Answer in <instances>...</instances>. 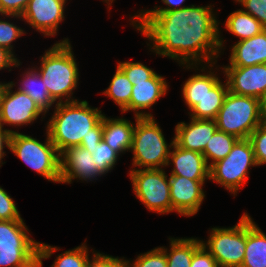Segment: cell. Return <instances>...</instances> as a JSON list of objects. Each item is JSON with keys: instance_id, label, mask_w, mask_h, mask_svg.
Instances as JSON below:
<instances>
[{"instance_id": "6da1fadb", "label": "cell", "mask_w": 266, "mask_h": 267, "mask_svg": "<svg viewBox=\"0 0 266 267\" xmlns=\"http://www.w3.org/2000/svg\"><path fill=\"white\" fill-rule=\"evenodd\" d=\"M211 7L191 5L173 11H142L131 22L153 42L152 51L156 54L186 64L189 69L203 60L212 67L224 41L219 37V23Z\"/></svg>"}, {"instance_id": "7a4b0ae2", "label": "cell", "mask_w": 266, "mask_h": 267, "mask_svg": "<svg viewBox=\"0 0 266 267\" xmlns=\"http://www.w3.org/2000/svg\"><path fill=\"white\" fill-rule=\"evenodd\" d=\"M103 116L98 108L89 107L86 100L57 102L47 132L61 153L68 147L79 146L89 135L103 134Z\"/></svg>"}, {"instance_id": "3957f363", "label": "cell", "mask_w": 266, "mask_h": 267, "mask_svg": "<svg viewBox=\"0 0 266 267\" xmlns=\"http://www.w3.org/2000/svg\"><path fill=\"white\" fill-rule=\"evenodd\" d=\"M71 48L66 38L54 44L40 58L41 66L37 71L55 102H63V97L66 98L65 102L75 101L71 96L77 87L79 72Z\"/></svg>"}, {"instance_id": "277c9868", "label": "cell", "mask_w": 266, "mask_h": 267, "mask_svg": "<svg viewBox=\"0 0 266 267\" xmlns=\"http://www.w3.org/2000/svg\"><path fill=\"white\" fill-rule=\"evenodd\" d=\"M130 150L133 151V166L145 169H162L168 166L170 145L165 141L162 129L154 117H137Z\"/></svg>"}, {"instance_id": "5b68a950", "label": "cell", "mask_w": 266, "mask_h": 267, "mask_svg": "<svg viewBox=\"0 0 266 267\" xmlns=\"http://www.w3.org/2000/svg\"><path fill=\"white\" fill-rule=\"evenodd\" d=\"M215 121L218 130L234 135L238 139L249 138L262 124L259 99L228 91Z\"/></svg>"}, {"instance_id": "8992f818", "label": "cell", "mask_w": 266, "mask_h": 267, "mask_svg": "<svg viewBox=\"0 0 266 267\" xmlns=\"http://www.w3.org/2000/svg\"><path fill=\"white\" fill-rule=\"evenodd\" d=\"M46 134V142L41 143L31 136L13 132L9 149L48 181L60 183V153L47 131Z\"/></svg>"}, {"instance_id": "52a82bcc", "label": "cell", "mask_w": 266, "mask_h": 267, "mask_svg": "<svg viewBox=\"0 0 266 267\" xmlns=\"http://www.w3.org/2000/svg\"><path fill=\"white\" fill-rule=\"evenodd\" d=\"M23 220H0V267H28L39 258Z\"/></svg>"}, {"instance_id": "ba28073f", "label": "cell", "mask_w": 266, "mask_h": 267, "mask_svg": "<svg viewBox=\"0 0 266 267\" xmlns=\"http://www.w3.org/2000/svg\"><path fill=\"white\" fill-rule=\"evenodd\" d=\"M258 166L248 138L238 139L230 153L210 167V180L236 195L248 178L249 168Z\"/></svg>"}, {"instance_id": "9c48e42d", "label": "cell", "mask_w": 266, "mask_h": 267, "mask_svg": "<svg viewBox=\"0 0 266 267\" xmlns=\"http://www.w3.org/2000/svg\"><path fill=\"white\" fill-rule=\"evenodd\" d=\"M201 242L219 267H241L246 248V213L231 228H212L208 241Z\"/></svg>"}, {"instance_id": "30bf717a", "label": "cell", "mask_w": 266, "mask_h": 267, "mask_svg": "<svg viewBox=\"0 0 266 267\" xmlns=\"http://www.w3.org/2000/svg\"><path fill=\"white\" fill-rule=\"evenodd\" d=\"M129 176L135 196L149 211L172 212L169 178L164 169H133Z\"/></svg>"}, {"instance_id": "8fae6325", "label": "cell", "mask_w": 266, "mask_h": 267, "mask_svg": "<svg viewBox=\"0 0 266 267\" xmlns=\"http://www.w3.org/2000/svg\"><path fill=\"white\" fill-rule=\"evenodd\" d=\"M13 81L6 83L0 98V125L21 126L33 123L44 113L27 94L11 90Z\"/></svg>"}, {"instance_id": "7c38bea8", "label": "cell", "mask_w": 266, "mask_h": 267, "mask_svg": "<svg viewBox=\"0 0 266 267\" xmlns=\"http://www.w3.org/2000/svg\"><path fill=\"white\" fill-rule=\"evenodd\" d=\"M66 0H29L21 19L44 36H54L64 20Z\"/></svg>"}, {"instance_id": "4fadbf2b", "label": "cell", "mask_w": 266, "mask_h": 267, "mask_svg": "<svg viewBox=\"0 0 266 267\" xmlns=\"http://www.w3.org/2000/svg\"><path fill=\"white\" fill-rule=\"evenodd\" d=\"M228 90L234 94L260 99L266 90V63L223 67Z\"/></svg>"}, {"instance_id": "5bb4252c", "label": "cell", "mask_w": 266, "mask_h": 267, "mask_svg": "<svg viewBox=\"0 0 266 267\" xmlns=\"http://www.w3.org/2000/svg\"><path fill=\"white\" fill-rule=\"evenodd\" d=\"M205 180H191L184 176L170 175L172 211L183 216L195 215L205 197L202 186Z\"/></svg>"}, {"instance_id": "9a60e30c", "label": "cell", "mask_w": 266, "mask_h": 267, "mask_svg": "<svg viewBox=\"0 0 266 267\" xmlns=\"http://www.w3.org/2000/svg\"><path fill=\"white\" fill-rule=\"evenodd\" d=\"M60 183H71L75 178L87 181L103 175L92 154L82 146L68 147L60 153Z\"/></svg>"}, {"instance_id": "2e32d148", "label": "cell", "mask_w": 266, "mask_h": 267, "mask_svg": "<svg viewBox=\"0 0 266 267\" xmlns=\"http://www.w3.org/2000/svg\"><path fill=\"white\" fill-rule=\"evenodd\" d=\"M216 130L215 120L191 118L188 124L180 122L176 125L174 142L183 149L203 153Z\"/></svg>"}, {"instance_id": "e0dca14e", "label": "cell", "mask_w": 266, "mask_h": 267, "mask_svg": "<svg viewBox=\"0 0 266 267\" xmlns=\"http://www.w3.org/2000/svg\"><path fill=\"white\" fill-rule=\"evenodd\" d=\"M170 151L168 165L170 161L174 164L171 175L187 177L191 180L210 179V167L202 153L186 150L179 147L175 142Z\"/></svg>"}, {"instance_id": "ac0fdd59", "label": "cell", "mask_w": 266, "mask_h": 267, "mask_svg": "<svg viewBox=\"0 0 266 267\" xmlns=\"http://www.w3.org/2000/svg\"><path fill=\"white\" fill-rule=\"evenodd\" d=\"M167 88L168 85L165 78L157 73L147 81L135 82L130 103L122 113L131 110L135 111V116L137 117H153L150 113H144L140 110L151 108L160 97L167 93Z\"/></svg>"}, {"instance_id": "d6986e66", "label": "cell", "mask_w": 266, "mask_h": 267, "mask_svg": "<svg viewBox=\"0 0 266 267\" xmlns=\"http://www.w3.org/2000/svg\"><path fill=\"white\" fill-rule=\"evenodd\" d=\"M230 54L228 66L247 67L266 63V29L249 39L235 43Z\"/></svg>"}, {"instance_id": "ffe728a7", "label": "cell", "mask_w": 266, "mask_h": 267, "mask_svg": "<svg viewBox=\"0 0 266 267\" xmlns=\"http://www.w3.org/2000/svg\"><path fill=\"white\" fill-rule=\"evenodd\" d=\"M102 139L118 154L131 148L135 125L124 118L102 117Z\"/></svg>"}, {"instance_id": "44dd1931", "label": "cell", "mask_w": 266, "mask_h": 267, "mask_svg": "<svg viewBox=\"0 0 266 267\" xmlns=\"http://www.w3.org/2000/svg\"><path fill=\"white\" fill-rule=\"evenodd\" d=\"M241 267H266V235L246 213V248Z\"/></svg>"}, {"instance_id": "7402d4cb", "label": "cell", "mask_w": 266, "mask_h": 267, "mask_svg": "<svg viewBox=\"0 0 266 267\" xmlns=\"http://www.w3.org/2000/svg\"><path fill=\"white\" fill-rule=\"evenodd\" d=\"M228 84L218 82L210 92H207L199 103L191 109V118L215 120L228 92Z\"/></svg>"}, {"instance_id": "603a6c76", "label": "cell", "mask_w": 266, "mask_h": 267, "mask_svg": "<svg viewBox=\"0 0 266 267\" xmlns=\"http://www.w3.org/2000/svg\"><path fill=\"white\" fill-rule=\"evenodd\" d=\"M24 74L21 82L22 86H19L17 90L27 94L46 113L55 101L51 98L40 74L36 71V68L28 70Z\"/></svg>"}, {"instance_id": "cb8c5ba5", "label": "cell", "mask_w": 266, "mask_h": 267, "mask_svg": "<svg viewBox=\"0 0 266 267\" xmlns=\"http://www.w3.org/2000/svg\"><path fill=\"white\" fill-rule=\"evenodd\" d=\"M192 75L182 87L184 101L191 110L220 81L214 72Z\"/></svg>"}, {"instance_id": "d4e9b609", "label": "cell", "mask_w": 266, "mask_h": 267, "mask_svg": "<svg viewBox=\"0 0 266 267\" xmlns=\"http://www.w3.org/2000/svg\"><path fill=\"white\" fill-rule=\"evenodd\" d=\"M225 28L231 34L240 38V41L260 34L266 28L245 10H237L231 13L225 22Z\"/></svg>"}, {"instance_id": "484cf974", "label": "cell", "mask_w": 266, "mask_h": 267, "mask_svg": "<svg viewBox=\"0 0 266 267\" xmlns=\"http://www.w3.org/2000/svg\"><path fill=\"white\" fill-rule=\"evenodd\" d=\"M170 252L160 247L166 254L167 267H190L194 251L202 244L196 238H170Z\"/></svg>"}, {"instance_id": "4316f807", "label": "cell", "mask_w": 266, "mask_h": 267, "mask_svg": "<svg viewBox=\"0 0 266 267\" xmlns=\"http://www.w3.org/2000/svg\"><path fill=\"white\" fill-rule=\"evenodd\" d=\"M237 140L236 136L217 129L202 153L208 166L211 167L217 161L224 159L230 153ZM209 159L212 160L210 164L208 163Z\"/></svg>"}, {"instance_id": "83f0119b", "label": "cell", "mask_w": 266, "mask_h": 267, "mask_svg": "<svg viewBox=\"0 0 266 267\" xmlns=\"http://www.w3.org/2000/svg\"><path fill=\"white\" fill-rule=\"evenodd\" d=\"M133 85L124 72L117 66L109 87L103 92L113 99L123 111L130 103Z\"/></svg>"}, {"instance_id": "f1b7e54d", "label": "cell", "mask_w": 266, "mask_h": 267, "mask_svg": "<svg viewBox=\"0 0 266 267\" xmlns=\"http://www.w3.org/2000/svg\"><path fill=\"white\" fill-rule=\"evenodd\" d=\"M94 157L97 168L102 174L112 170L119 154L114 151L103 139L94 147H84Z\"/></svg>"}, {"instance_id": "f546056e", "label": "cell", "mask_w": 266, "mask_h": 267, "mask_svg": "<svg viewBox=\"0 0 266 267\" xmlns=\"http://www.w3.org/2000/svg\"><path fill=\"white\" fill-rule=\"evenodd\" d=\"M89 260L88 248L82 244L59 254L51 267H87Z\"/></svg>"}, {"instance_id": "4dcf8cb0", "label": "cell", "mask_w": 266, "mask_h": 267, "mask_svg": "<svg viewBox=\"0 0 266 267\" xmlns=\"http://www.w3.org/2000/svg\"><path fill=\"white\" fill-rule=\"evenodd\" d=\"M118 67L124 72L132 85H135V82L147 81L156 73L140 62H120Z\"/></svg>"}, {"instance_id": "1f68e13d", "label": "cell", "mask_w": 266, "mask_h": 267, "mask_svg": "<svg viewBox=\"0 0 266 267\" xmlns=\"http://www.w3.org/2000/svg\"><path fill=\"white\" fill-rule=\"evenodd\" d=\"M248 139L251 142L257 165L266 164V127L260 124Z\"/></svg>"}, {"instance_id": "d6a6232c", "label": "cell", "mask_w": 266, "mask_h": 267, "mask_svg": "<svg viewBox=\"0 0 266 267\" xmlns=\"http://www.w3.org/2000/svg\"><path fill=\"white\" fill-rule=\"evenodd\" d=\"M132 264V267H167V257L165 252L158 247L137 256Z\"/></svg>"}, {"instance_id": "836d02e7", "label": "cell", "mask_w": 266, "mask_h": 267, "mask_svg": "<svg viewBox=\"0 0 266 267\" xmlns=\"http://www.w3.org/2000/svg\"><path fill=\"white\" fill-rule=\"evenodd\" d=\"M23 34V29L8 21L0 20V47L12 53V42Z\"/></svg>"}, {"instance_id": "e575fe53", "label": "cell", "mask_w": 266, "mask_h": 267, "mask_svg": "<svg viewBox=\"0 0 266 267\" xmlns=\"http://www.w3.org/2000/svg\"><path fill=\"white\" fill-rule=\"evenodd\" d=\"M0 220H23L10 195L0 187Z\"/></svg>"}, {"instance_id": "d590c367", "label": "cell", "mask_w": 266, "mask_h": 267, "mask_svg": "<svg viewBox=\"0 0 266 267\" xmlns=\"http://www.w3.org/2000/svg\"><path fill=\"white\" fill-rule=\"evenodd\" d=\"M130 261L109 255H104L99 252L94 253L92 260H89L87 267H130Z\"/></svg>"}, {"instance_id": "8d00e7d4", "label": "cell", "mask_w": 266, "mask_h": 267, "mask_svg": "<svg viewBox=\"0 0 266 267\" xmlns=\"http://www.w3.org/2000/svg\"><path fill=\"white\" fill-rule=\"evenodd\" d=\"M266 28V0H235Z\"/></svg>"}, {"instance_id": "74e56055", "label": "cell", "mask_w": 266, "mask_h": 267, "mask_svg": "<svg viewBox=\"0 0 266 267\" xmlns=\"http://www.w3.org/2000/svg\"><path fill=\"white\" fill-rule=\"evenodd\" d=\"M29 0H0V14L20 18Z\"/></svg>"}, {"instance_id": "f35d334b", "label": "cell", "mask_w": 266, "mask_h": 267, "mask_svg": "<svg viewBox=\"0 0 266 267\" xmlns=\"http://www.w3.org/2000/svg\"><path fill=\"white\" fill-rule=\"evenodd\" d=\"M190 267H219L215 258L201 244L193 253Z\"/></svg>"}, {"instance_id": "ab89813d", "label": "cell", "mask_w": 266, "mask_h": 267, "mask_svg": "<svg viewBox=\"0 0 266 267\" xmlns=\"http://www.w3.org/2000/svg\"><path fill=\"white\" fill-rule=\"evenodd\" d=\"M20 65L13 53L0 47V70L9 67H18Z\"/></svg>"}, {"instance_id": "60d3db41", "label": "cell", "mask_w": 266, "mask_h": 267, "mask_svg": "<svg viewBox=\"0 0 266 267\" xmlns=\"http://www.w3.org/2000/svg\"><path fill=\"white\" fill-rule=\"evenodd\" d=\"M57 250H59V248L52 247L48 244L39 243V258L35 260V267H42V259L51 257V255Z\"/></svg>"}, {"instance_id": "b9f144b4", "label": "cell", "mask_w": 266, "mask_h": 267, "mask_svg": "<svg viewBox=\"0 0 266 267\" xmlns=\"http://www.w3.org/2000/svg\"><path fill=\"white\" fill-rule=\"evenodd\" d=\"M13 132H16V131L3 129V127L0 125V163H2L1 160L5 156L4 155L5 152L3 151V148L5 146L10 148L11 136Z\"/></svg>"}, {"instance_id": "7bdbcfd3", "label": "cell", "mask_w": 266, "mask_h": 267, "mask_svg": "<svg viewBox=\"0 0 266 267\" xmlns=\"http://www.w3.org/2000/svg\"><path fill=\"white\" fill-rule=\"evenodd\" d=\"M185 0H162L163 3H165V5H167L166 8H163L159 6L156 7L153 10H146V11H173V10H178L181 8H185L186 6H182L181 4L184 2Z\"/></svg>"}, {"instance_id": "ee69618b", "label": "cell", "mask_w": 266, "mask_h": 267, "mask_svg": "<svg viewBox=\"0 0 266 267\" xmlns=\"http://www.w3.org/2000/svg\"><path fill=\"white\" fill-rule=\"evenodd\" d=\"M103 134L89 135L86 139H82L80 146L82 147H94L95 144L102 141Z\"/></svg>"}, {"instance_id": "f6af8a7d", "label": "cell", "mask_w": 266, "mask_h": 267, "mask_svg": "<svg viewBox=\"0 0 266 267\" xmlns=\"http://www.w3.org/2000/svg\"><path fill=\"white\" fill-rule=\"evenodd\" d=\"M259 102H260L261 112L263 113L266 110V90L264 91V93L260 97Z\"/></svg>"}, {"instance_id": "bcb514c9", "label": "cell", "mask_w": 266, "mask_h": 267, "mask_svg": "<svg viewBox=\"0 0 266 267\" xmlns=\"http://www.w3.org/2000/svg\"><path fill=\"white\" fill-rule=\"evenodd\" d=\"M262 125L266 127V110L262 113Z\"/></svg>"}, {"instance_id": "7dc6e473", "label": "cell", "mask_w": 266, "mask_h": 267, "mask_svg": "<svg viewBox=\"0 0 266 267\" xmlns=\"http://www.w3.org/2000/svg\"><path fill=\"white\" fill-rule=\"evenodd\" d=\"M5 83L3 84V83H0V98H1V95H2V92H3V90H4V88H5Z\"/></svg>"}, {"instance_id": "c3c4849f", "label": "cell", "mask_w": 266, "mask_h": 267, "mask_svg": "<svg viewBox=\"0 0 266 267\" xmlns=\"http://www.w3.org/2000/svg\"><path fill=\"white\" fill-rule=\"evenodd\" d=\"M103 1H105L110 6H111V3H113V0H103Z\"/></svg>"}, {"instance_id": "681fc988", "label": "cell", "mask_w": 266, "mask_h": 267, "mask_svg": "<svg viewBox=\"0 0 266 267\" xmlns=\"http://www.w3.org/2000/svg\"><path fill=\"white\" fill-rule=\"evenodd\" d=\"M28 267H35V261L31 265H29Z\"/></svg>"}]
</instances>
